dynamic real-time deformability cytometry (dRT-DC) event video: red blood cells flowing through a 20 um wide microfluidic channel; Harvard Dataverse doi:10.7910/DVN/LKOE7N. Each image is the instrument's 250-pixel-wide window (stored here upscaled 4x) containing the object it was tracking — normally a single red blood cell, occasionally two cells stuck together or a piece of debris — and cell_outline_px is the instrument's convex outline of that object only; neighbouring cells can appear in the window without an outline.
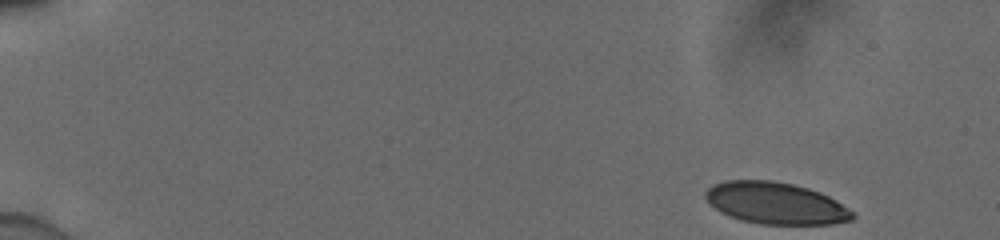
{"species": "human", "species_latin": "Homo sapiens", "temperature_condition": "cold", "stored_images_in_passage": 50, "camera_frame_rate_fps": 3000, "um_per_image_px": 0.085, "donor": {"sex": "male"}, "frame": {"image": 1, "passage_image": 1, "time_ms": 0.0, "image_size_px": [1000, 240], "cell_outline_px": [[856, 216], [852, 220], [832, 224], [760, 224], [740, 220], [720, 212], [708, 204], [704, 196], [704, 192], [712, 184], [724, 180], [772, 180], [792, 184], [808, 188], [820, 192], [836, 200], [848, 208]], "centroid_in_image_um": [65.89, 17.27], "position_along_channel_um": 19.1, "area_um2": 36.07}}
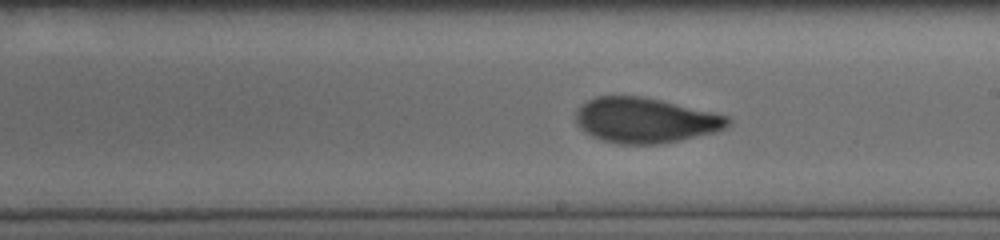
{"frame": {"image": 2, "passage_image": 29, "time_ms": 9.333, "image_size_px": [1000, 240], "cell_outline_px": [[732, 124], [720, 132], [660, 144], [620, 144], [600, 140], [584, 132], [576, 124], [576, 108], [580, 104], [596, 96], [640, 96], [660, 100], [712, 112], [728, 116], [732, 120]], "centroid_in_image_um": [54.85, 10.24], "position_along_channel_um": 234.1, "area_um2": 40.46}}
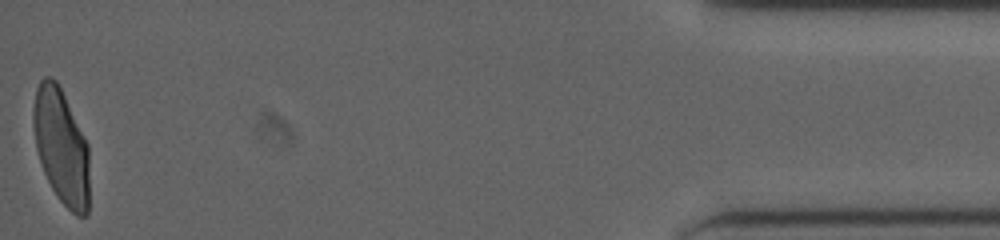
{"frame": {"image": 3, "passage_image": 50, "time_ms": 16.333, "image_size_px": [1000, 240], "cell_outline_px": [[88, 216], [76, 216], [56, 196], [44, 172], [36, 148], [32, 124], [32, 108], [36, 88], [40, 80], [44, 76], [52, 76], [56, 80], [88, 144]], "centroid_in_image_um": [5.18, 12.43], "position_along_channel_um": 430.0, "area_um2": 37.57}, "authors_computed_cell_mechanics": {"area_um2": 39.2462, "velocity_mm_per_s": 3.902, "shape_relaxation_time_tau1_ms": 6.6634, "shape_relaxation_time_tau2_ms": 0.9768, "deformation_change_tau1": 0.1893, "deformation_change_tau2": 0.0556}}